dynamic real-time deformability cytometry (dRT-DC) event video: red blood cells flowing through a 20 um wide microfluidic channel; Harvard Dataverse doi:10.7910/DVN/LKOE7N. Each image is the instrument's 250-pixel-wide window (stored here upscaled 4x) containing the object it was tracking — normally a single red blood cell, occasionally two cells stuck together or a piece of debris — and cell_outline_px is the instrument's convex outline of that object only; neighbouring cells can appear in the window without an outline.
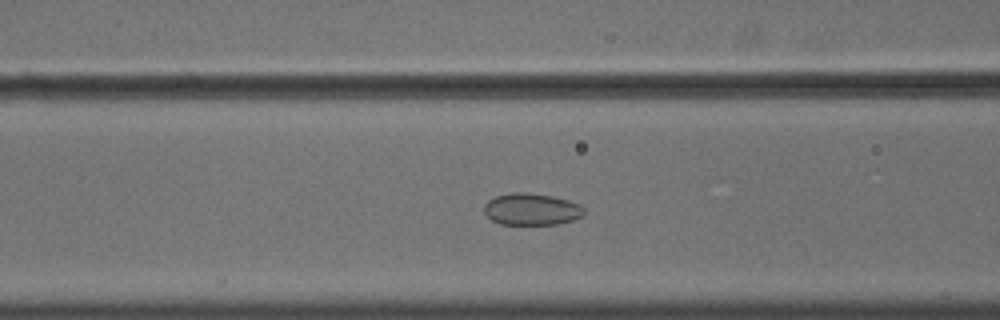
{"species": "common noctule bat (a hibernating species)", "species_latin": "Nyctalus noctula", "temperature_condition": "cold", "stored_images_in_passage": 55, "camera_frame_rate_fps": 3000, "um_per_image_px": 0.085, "animal": {"sex": "male", "body_mass_g": 18.8}, "frame": {"image": 1, "passage_image": 23, "time_ms": 7.333, "image_size_px": [1000, 320], "cell_outline_px": [[584, 216], [560, 224], [500, 224], [492, 220], [484, 212], [484, 204], [488, 200], [496, 196], [516, 192], [528, 192], [552, 196], [568, 200], [580, 204], [584, 208]], "centroid_in_image_um": [45.2, 17.78], "position_along_channel_um": 121.4, "area_um2": 18.61}}
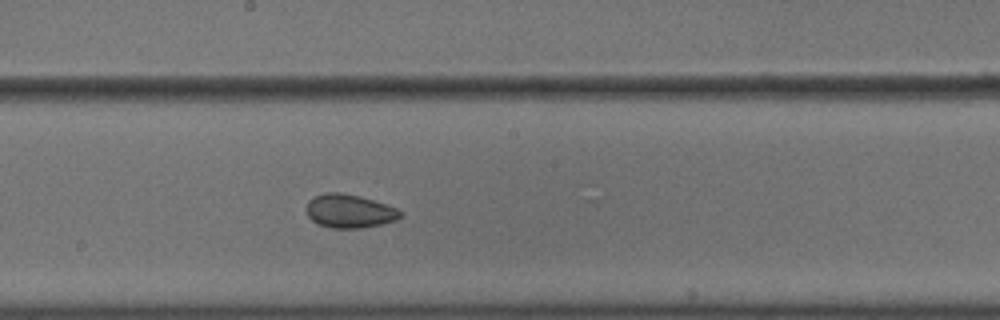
{"frame": {"image": 2, "passage_image": 31, "time_ms": 10.0, "image_size_px": [1000, 320], "cell_outline_px": [[400, 216], [396, 220], [380, 224], [360, 228], [332, 228], [320, 224], [312, 220], [308, 216], [304, 208], [308, 200], [316, 196], [328, 192], [340, 192], [360, 196], [388, 204], [400, 208]], "centroid_in_image_um": [29.69, 17.93], "position_along_channel_um": 218.5, "area_um2": 18.44}}
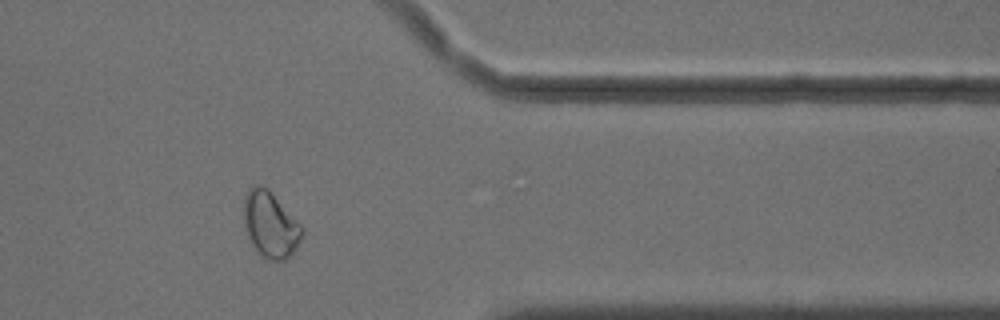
{"frame": {"image": 3, "passage_image": 46, "time_ms": 15.0, "image_size_px": [1000, 320], "cell_outline_px": [[304, 232], [296, 248], [284, 260], [268, 260], [260, 256], [256, 252], [248, 236], [244, 224], [244, 196], [252, 184], [260, 184], [268, 188], [304, 228]], "centroid_in_image_um": [22.96, 19.08], "position_along_channel_um": 388.4, "area_um2": 22.48}, "authors_computed_cell_mechanics": {"area_um2": 21.3282, "velocity_mm_per_s": 3.6338, "shape_relaxation_time_tau1_ms": 3.6419, "shape_relaxation_time_tau2_ms": 6.6813, "deformation_change_tau1": 0.0394, "deformation_change_tau2": 0.0828}}